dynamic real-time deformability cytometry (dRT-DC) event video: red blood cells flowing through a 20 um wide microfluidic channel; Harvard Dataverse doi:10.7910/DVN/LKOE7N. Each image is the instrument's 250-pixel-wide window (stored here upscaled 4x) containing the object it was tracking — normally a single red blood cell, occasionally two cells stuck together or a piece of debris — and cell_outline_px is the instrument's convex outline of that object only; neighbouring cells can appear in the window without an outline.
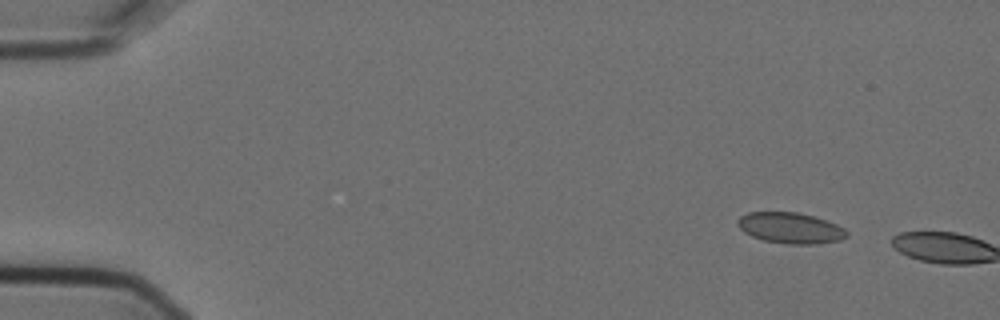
{"species": "Egyptian fruit bat (a non-hibernating species)", "species_latin": "Rousettus aegyptiacus", "temperature_condition": "cold", "stored_images_in_passage": 5, "camera_frame_rate_fps": 3000, "um_per_image_px": 0.085, "animal": {"sex": "female"}, "frame": {"image": 1, "passage_image": 2, "time_ms": 0.333, "image_size_px": [1000, 320], "cell_outline_px": [[848, 236], [840, 240], [816, 244], [788, 244], [764, 240], [752, 236], [744, 232], [736, 224], [736, 220], [740, 216], [748, 212], [796, 212], [816, 216], [836, 224], [844, 228], [848, 232]], "centroid_in_image_um": [67.19, 19.37], "position_along_channel_um": 17.8, "area_um2": 19.77}}